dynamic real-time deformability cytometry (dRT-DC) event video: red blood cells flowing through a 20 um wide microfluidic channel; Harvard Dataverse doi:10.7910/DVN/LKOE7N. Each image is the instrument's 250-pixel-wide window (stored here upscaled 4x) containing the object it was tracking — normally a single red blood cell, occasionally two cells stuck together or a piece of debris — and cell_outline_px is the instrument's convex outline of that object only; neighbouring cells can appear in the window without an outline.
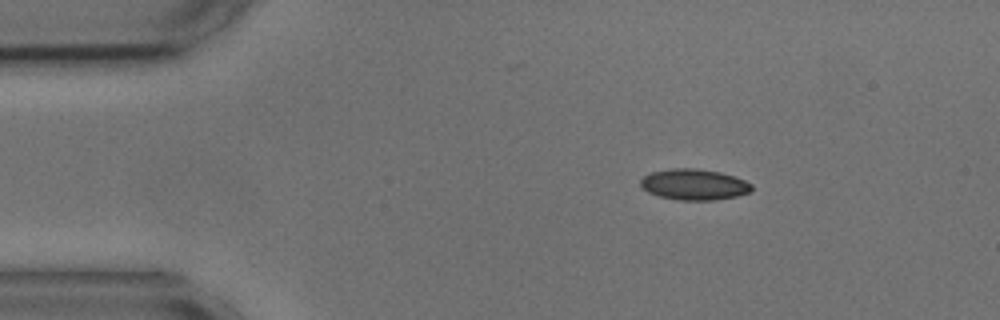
{"species": "common noctule bat (a hibernating species)", "species_latin": "Nyctalus noctula", "temperature_condition": "cold", "stored_images_in_passage": 5, "segment_of_instrument_passage": [1, 2], "camera_frame_rate_fps": 3000, "um_per_image_px": 0.085, "animal": {"sex": "male", "body_mass_g": 17.9, "forearm_length_mm": 54.2}, "frame": {"image": 1, "passage_image": 1, "time_ms": 0.0, "image_size_px": [1000, 320], "cell_outline_px": [[752, 192], [736, 196], [716, 200], [680, 200], [660, 196], [648, 192], [640, 184], [640, 180], [644, 176], [652, 172], [672, 168], [696, 168], [720, 172], [744, 180], [752, 184]], "centroid_in_image_um": [59.02, 15.68], "position_along_channel_um": 26.0, "area_um2": 19.94}}